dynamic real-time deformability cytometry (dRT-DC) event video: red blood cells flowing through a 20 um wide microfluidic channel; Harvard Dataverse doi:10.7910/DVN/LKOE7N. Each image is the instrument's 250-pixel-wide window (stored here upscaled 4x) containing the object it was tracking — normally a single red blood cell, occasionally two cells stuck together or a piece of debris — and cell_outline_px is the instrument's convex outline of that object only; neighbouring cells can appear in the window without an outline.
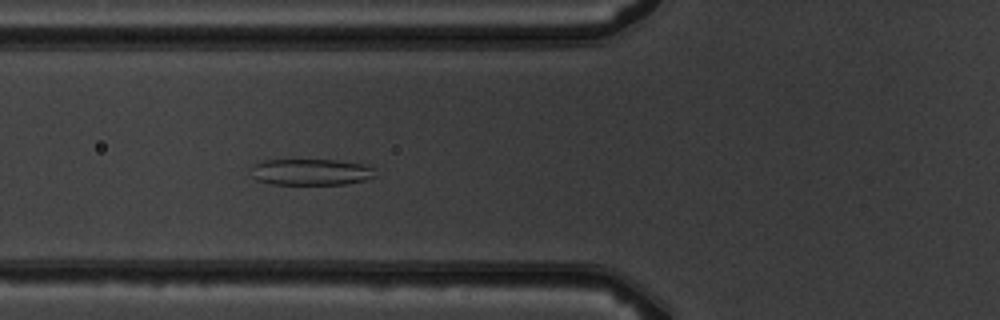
{"species": "common noctule bat (a hibernating species)", "species_latin": "Nyctalus noctula", "temperature_condition": "warm", "stored_images_in_passage": 5, "camera_frame_rate_fps": 3000, "um_per_image_px": 0.085, "animal": {"sex": "male", "body_mass_g": 19.5, "forearm_length_mm": 54.6}, "frame": {"image": 1, "passage_image": 5, "time_ms": 4.667, "image_size_px": [1000, 320], "cell_outline_px": [[376, 176], [364, 180], [344, 184], [272, 184], [256, 180], [252, 176], [252, 164], [264, 160], [336, 160], [360, 164], [372, 168]], "centroid_in_image_um": [26.37, 14.62], "position_along_channel_um": 99.4, "area_um2": 18.9}}